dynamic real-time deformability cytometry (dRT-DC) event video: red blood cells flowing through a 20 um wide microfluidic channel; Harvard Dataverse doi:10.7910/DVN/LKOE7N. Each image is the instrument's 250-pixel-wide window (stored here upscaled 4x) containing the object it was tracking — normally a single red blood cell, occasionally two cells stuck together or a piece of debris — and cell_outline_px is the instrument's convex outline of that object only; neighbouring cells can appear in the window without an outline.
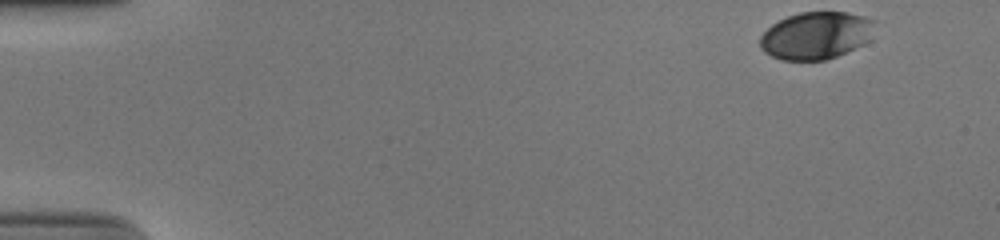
{"species": "human", "species_latin": "Homo sapiens", "temperature_condition": "cold", "stored_images_in_passage": 43, "camera_frame_rate_fps": 3000, "um_per_image_px": 0.085, "donor": {"sex": "male"}, "frame": {"image": 1, "passage_image": 1, "time_ms": 0.0, "image_size_px": [1000, 240], "cell_outline_px": [[876, 20], [868, 40], [864, 44], [836, 56], [824, 60], [780, 60], [764, 52], [760, 48], [760, 36], [772, 24], [788, 16], [800, 12], [844, 12], [864, 16]], "centroid_in_image_um": [69.34, 3.02], "position_along_channel_um": 15.7, "area_um2": 31.56}}
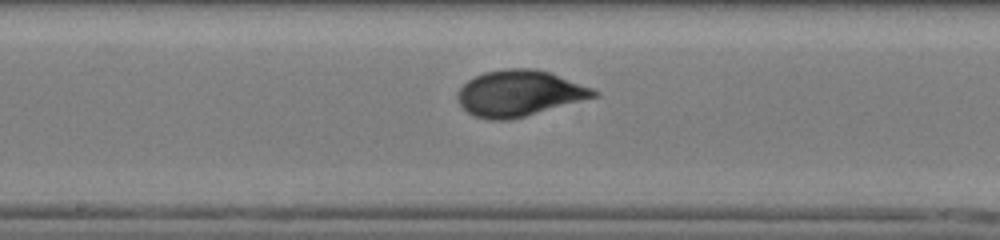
{"frame": {"image": 2, "passage_image": 26, "time_ms": 8.333, "image_size_px": [1000, 240], "cell_outline_px": [[600, 96], [524, 116], [508, 120], [488, 120], [476, 116], [468, 112], [456, 100], [456, 92], [468, 80], [484, 72], [504, 68], [532, 68], [548, 72], [592, 88], [600, 92]], "centroid_in_image_um": [44.12, 7.93], "position_along_channel_um": 204.1, "area_um2": 36.36}}
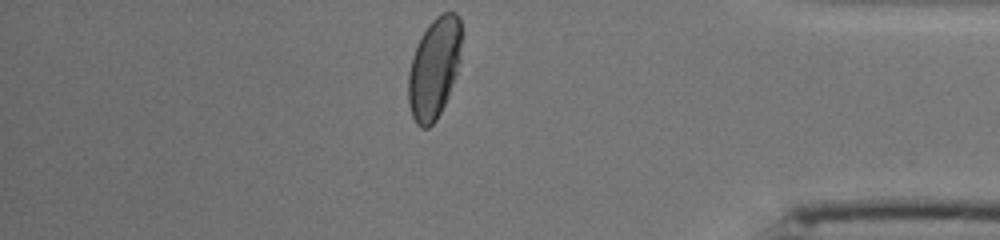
{"frame": {"image": 3, "passage_image": 43, "time_ms": 14.0, "image_size_px": [1000, 240], "cell_outline_px": [[460, 64], [456, 76], [448, 96], [436, 120], [428, 128], [420, 128], [416, 124], [412, 116], [408, 104], [408, 72], [412, 56], [420, 36], [428, 24], [436, 16], [444, 12], [456, 12], [460, 16]], "centroid_in_image_um": [36.89, 5.79], "position_along_channel_um": 398.3, "area_um2": 31.56}, "authors_computed_cell_mechanics": {"area_um2": 34.969, "velocity_mm_per_s": 3.8947, "shape_relaxation_time_tau1_ms": 3.6334, "shape_relaxation_time_tau2_ms": null, "deformation_change_tau1": 0.1557, "deformation_change_tau2": null}}